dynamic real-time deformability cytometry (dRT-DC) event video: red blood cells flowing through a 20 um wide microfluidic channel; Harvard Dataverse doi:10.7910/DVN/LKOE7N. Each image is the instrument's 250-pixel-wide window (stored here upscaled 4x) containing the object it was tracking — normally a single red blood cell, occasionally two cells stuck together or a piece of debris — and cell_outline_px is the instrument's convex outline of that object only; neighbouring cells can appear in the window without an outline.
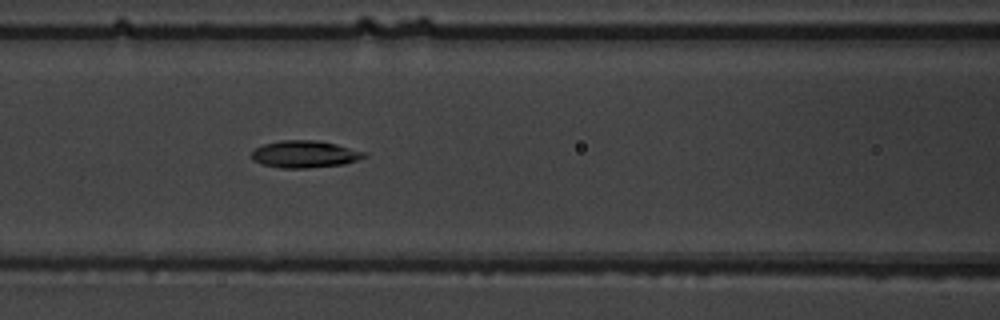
{"species": "common noctule bat (a hibernating species)", "species_latin": "Nyctalus noctula", "temperature_condition": "warm", "stored_images_in_passage": 16, "camera_frame_rate_fps": 3000, "um_per_image_px": 0.085, "animal": {"sex": "male", "body_mass_g": 19.5, "forearm_length_mm": 54.6}, "frame": {"image": 1, "passage_image": 10, "time_ms": 3.0, "image_size_px": [1000, 320], "cell_outline_px": [[368, 156], [344, 164], [308, 168], [280, 168], [264, 164], [252, 160], [252, 152], [256, 148], [264, 144], [280, 140], [316, 140], [336, 144], [364, 152]], "centroid_in_image_um": [25.89, 13.1], "position_along_channel_um": 140.7, "area_um2": 17.63}}
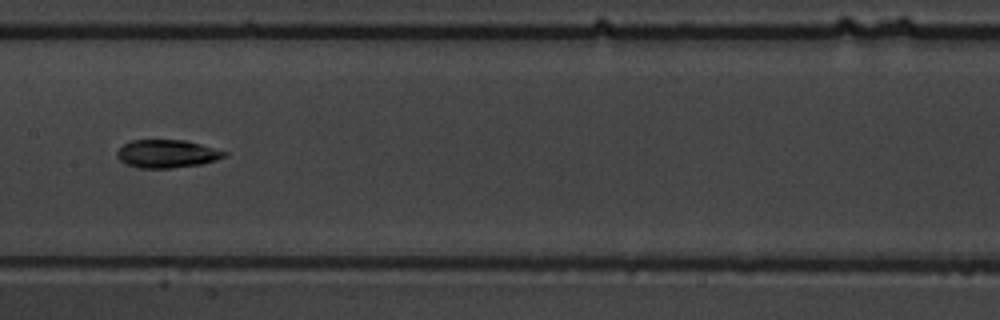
{"frame": {"image": 2, "passage_image": 14, "time_ms": 4.333, "image_size_px": [1000, 320], "cell_outline_px": [[228, 152], [224, 156], [200, 164], [172, 168], [140, 168], [124, 164], [116, 156], [116, 152], [124, 144], [132, 140], [184, 140], [200, 144]], "centroid_in_image_um": [14.13, 13.07], "position_along_channel_um": 193.3, "area_um2": 17.34}}